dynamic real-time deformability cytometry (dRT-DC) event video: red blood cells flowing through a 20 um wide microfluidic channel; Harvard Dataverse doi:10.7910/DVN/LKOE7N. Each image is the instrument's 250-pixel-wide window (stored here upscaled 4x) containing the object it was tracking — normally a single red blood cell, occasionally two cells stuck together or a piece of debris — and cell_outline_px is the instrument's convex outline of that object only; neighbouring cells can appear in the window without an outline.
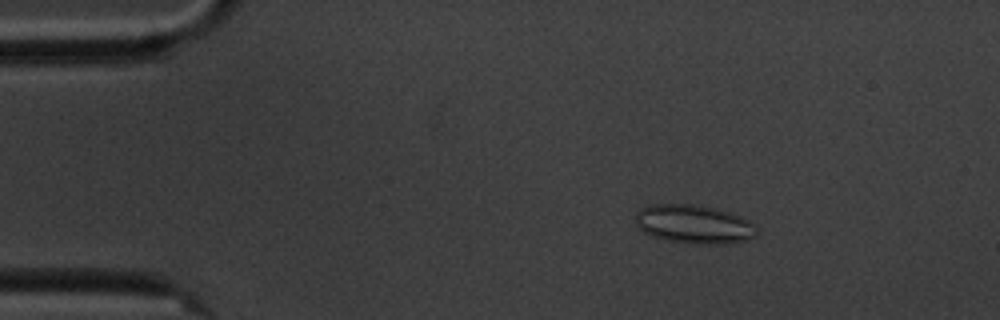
{"species": "common noctule bat (a hibernating species)", "species_latin": "Nyctalus noctula", "temperature_condition": "cold", "stored_images_in_passage": 4, "camera_frame_rate_fps": 3000, "um_per_image_px": 0.085, "animal": {"sex": "male", "body_mass_g": 20.1, "forearm_length_mm": 53.5}, "frame": {"image": 1, "passage_image": 2, "time_ms": 1.0, "image_size_px": [1000, 320], "cell_outline_px": [[756, 236], [748, 240], [720, 244], [696, 244], [668, 240], [652, 236], [644, 232], [636, 224], [636, 212], [640, 208], [652, 204], [692, 204], [716, 208], [728, 212], [748, 220], [756, 228]], "centroid_in_image_um": [58.97, 19.05], "position_along_channel_um": 26.0, "area_um2": 27.22}}